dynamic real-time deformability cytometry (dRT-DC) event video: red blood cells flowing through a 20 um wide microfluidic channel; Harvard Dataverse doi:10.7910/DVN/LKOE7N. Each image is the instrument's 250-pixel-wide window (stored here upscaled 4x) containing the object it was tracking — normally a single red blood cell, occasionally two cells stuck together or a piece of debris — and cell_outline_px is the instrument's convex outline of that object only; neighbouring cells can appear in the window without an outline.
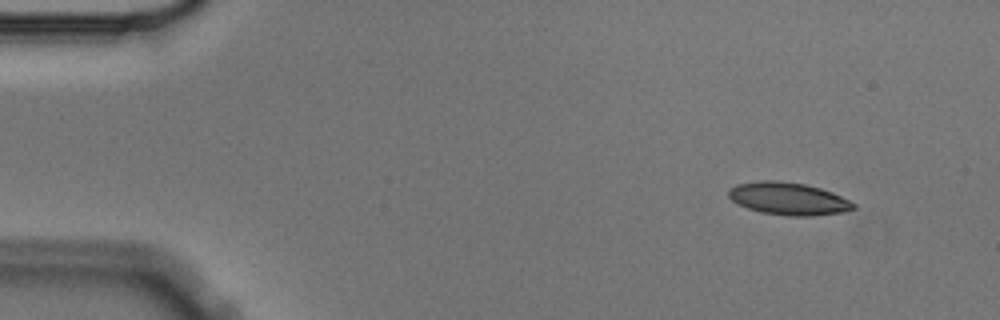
{"species": "Egyptian fruit bat (a non-hibernating species)", "species_latin": "Rousettus aegyptiacus", "temperature_condition": "cold", "stored_images_in_passage": 5, "segment_of_instrument_passage": [1, 2], "camera_frame_rate_fps": 3000, "um_per_image_px": 0.085, "animal": {"sex": "male"}, "frame": {"image": 1, "passage_image": 1, "time_ms": 0.0, "image_size_px": [1000, 320], "cell_outline_px": [[856, 208], [844, 212], [812, 216], [788, 216], [760, 212], [748, 208], [732, 200], [728, 196], [728, 192], [736, 184], [760, 180], [776, 180], [804, 184], [820, 188], [832, 192], [856, 204]], "centroid_in_image_um": [67.03, 16.89], "position_along_channel_um": 18.0, "area_um2": 23.58}}